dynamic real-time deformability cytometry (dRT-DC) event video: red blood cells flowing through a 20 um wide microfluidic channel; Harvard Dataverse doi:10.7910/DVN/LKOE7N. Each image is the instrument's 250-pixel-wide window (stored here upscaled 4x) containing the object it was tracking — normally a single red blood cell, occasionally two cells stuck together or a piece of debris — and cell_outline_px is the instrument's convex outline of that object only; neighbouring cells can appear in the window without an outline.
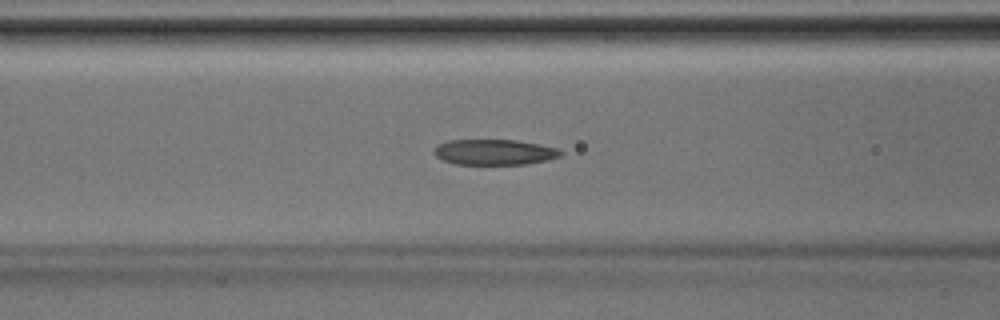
{"species": "Egyptian fruit bat (a non-hibernating species)", "species_latin": "Rousettus aegyptiacus", "temperature_condition": "room temperature", "stored_images_in_passage": 38, "camera_frame_rate_fps": 3000, "um_per_image_px": 0.085, "animal": {"sex": "male"}, "frame": {"image": 1, "passage_image": 14, "time_ms": 4.333, "image_size_px": [1000, 320], "cell_outline_px": [[564, 152], [560, 156], [544, 160], [524, 164], [456, 164], [444, 160], [436, 156], [432, 152], [432, 148], [436, 144], [448, 140], [516, 140], [540, 144], [560, 148]], "centroid_in_image_um": [41.99, 12.91], "position_along_channel_um": 124.6, "area_um2": 18.96}}
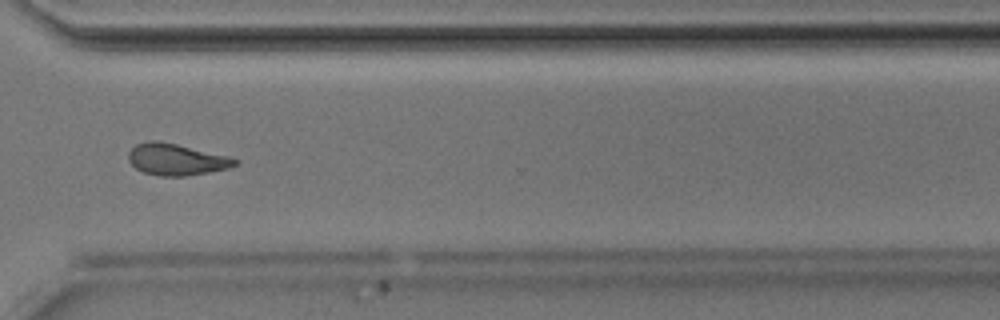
{"frame": {"image": 2, "passage_image": 28, "time_ms": 9.0, "image_size_px": [1000, 320], "cell_outline_px": [[240, 160], [236, 164], [228, 168], [208, 172], [184, 176], [160, 176], [144, 172], [136, 168], [128, 160], [128, 152], [136, 144], [148, 140], [160, 140], [228, 156]], "centroid_in_image_um": [14.96, 13.54], "position_along_channel_um": 355.6, "area_um2": 19.54}}
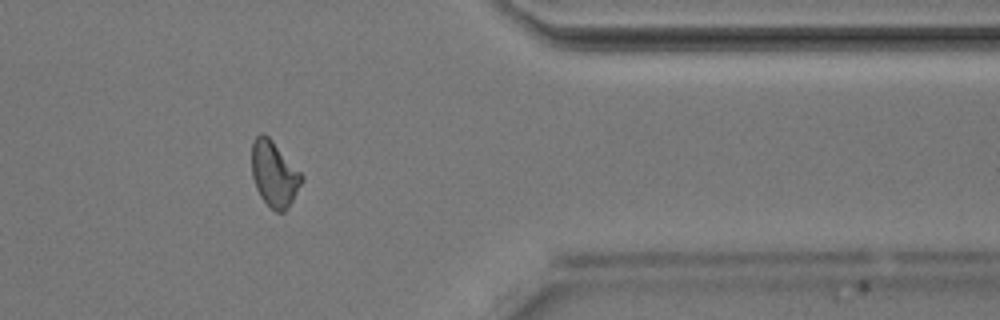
{"frame": {"image": 3, "passage_image": 31, "time_ms": 10.0, "image_size_px": [1000, 320], "cell_outline_px": [[304, 180], [288, 208], [284, 212], [276, 212], [260, 196], [256, 188], [252, 176], [252, 144], [256, 136], [260, 132], [264, 132], [272, 140], [304, 176]], "centroid_in_image_um": [23.31, 14.78], "position_along_channel_um": 388.1, "area_um2": 19.02}}